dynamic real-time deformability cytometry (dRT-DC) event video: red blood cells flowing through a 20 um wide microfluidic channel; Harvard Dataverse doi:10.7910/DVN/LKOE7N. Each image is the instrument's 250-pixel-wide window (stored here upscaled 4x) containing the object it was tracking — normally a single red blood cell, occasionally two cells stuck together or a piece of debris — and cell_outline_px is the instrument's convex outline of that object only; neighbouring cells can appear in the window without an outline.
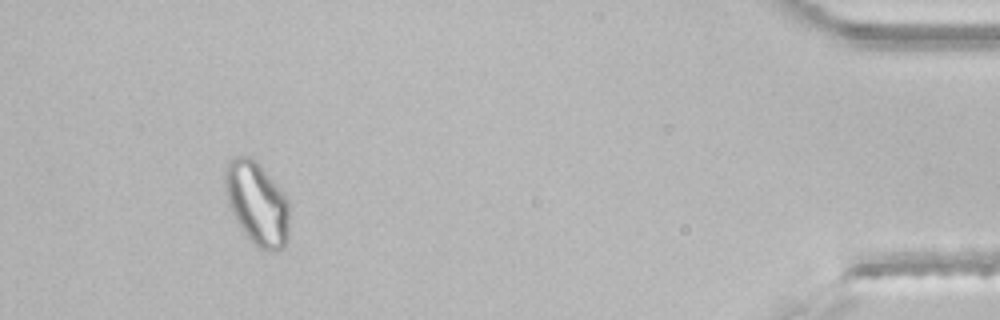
{"species": "common noctule bat (a hibernating species)", "species_latin": "Nyctalus noctula", "temperature_condition": "room temperature", "stored_images_in_passage": 48, "segment_of_instrument_passage": [2, 2], "camera_frame_rate_fps": 3000, "um_per_image_px": 0.085, "animal": {"sex": "male", "body_mass_g": 21.5, "forearm_length_mm": 52.0}, "frame": {"image": 1, "passage_image": 44, "time_ms": 14.333, "image_size_px": [1000, 320], "cell_outline_px": [[288, 240], [284, 248], [272, 252], [268, 252], [260, 248], [244, 232], [232, 212], [228, 204], [224, 188], [224, 172], [228, 160], [236, 156], [248, 156], [256, 160], [284, 192], [288, 200]], "centroid_in_image_um": [21.85, 17.26], "position_along_channel_um": 413.4, "area_um2": 31.27}}